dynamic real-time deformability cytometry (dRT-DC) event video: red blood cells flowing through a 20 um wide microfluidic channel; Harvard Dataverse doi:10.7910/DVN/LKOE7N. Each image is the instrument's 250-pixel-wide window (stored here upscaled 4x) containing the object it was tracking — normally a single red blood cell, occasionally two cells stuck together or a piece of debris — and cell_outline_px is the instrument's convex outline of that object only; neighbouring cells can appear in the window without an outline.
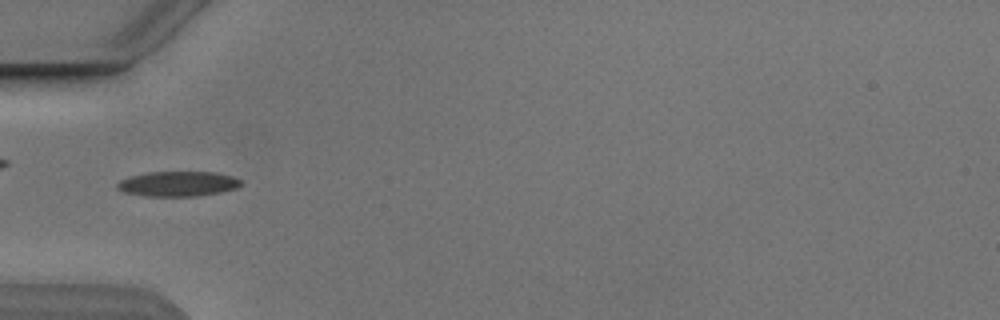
{"species": "Egyptian fruit bat (a non-hibernating species)", "species_latin": "Rousettus aegyptiacus", "temperature_condition": "cold", "stored_images_in_passage": 1, "camera_frame_rate_fps": 3000, "um_per_image_px": 0.085, "animal": {"sex": "male"}, "frame": {"image": 1, "passage_image": 1, "time_ms": 0.0, "image_size_px": [1000, 320], "cell_outline_px": [[244, 184], [236, 188], [220, 192], [196, 196], [144, 196], [124, 192], [116, 188], [116, 184], [120, 180], [132, 176], [148, 172], [216, 172], [232, 176], [240, 180]], "centroid_in_image_um": [15.13, 15.62], "position_along_channel_um": 69.9, "area_um2": 18.03}}